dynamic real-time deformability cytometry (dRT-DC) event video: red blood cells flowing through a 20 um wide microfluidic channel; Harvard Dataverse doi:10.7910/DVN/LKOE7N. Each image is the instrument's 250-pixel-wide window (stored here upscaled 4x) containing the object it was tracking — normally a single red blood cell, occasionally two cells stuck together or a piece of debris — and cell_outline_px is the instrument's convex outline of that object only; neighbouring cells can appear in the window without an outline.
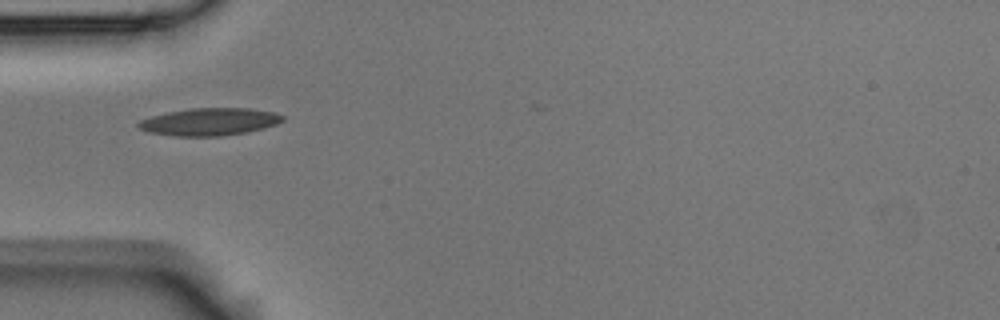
{"species": "Egyptian fruit bat (a non-hibernating species)", "species_latin": "Rousettus aegyptiacus", "temperature_condition": "room temperature", "stored_images_in_passage": 4, "camera_frame_rate_fps": 3000, "um_per_image_px": 0.085, "animal": {"sex": "male"}, "frame": {"image": 1, "passage_image": 1, "time_ms": 0.0, "image_size_px": [1000, 320], "cell_outline_px": [[284, 120], [276, 124], [264, 128], [248, 132], [220, 136], [176, 136], [148, 132], [140, 128], [136, 124], [140, 120], [152, 116], [168, 112], [192, 108], [248, 108], [272, 112], [284, 116]], "centroid_in_image_um": [17.81, 10.35], "position_along_channel_um": 67.2, "area_um2": 22.95}}
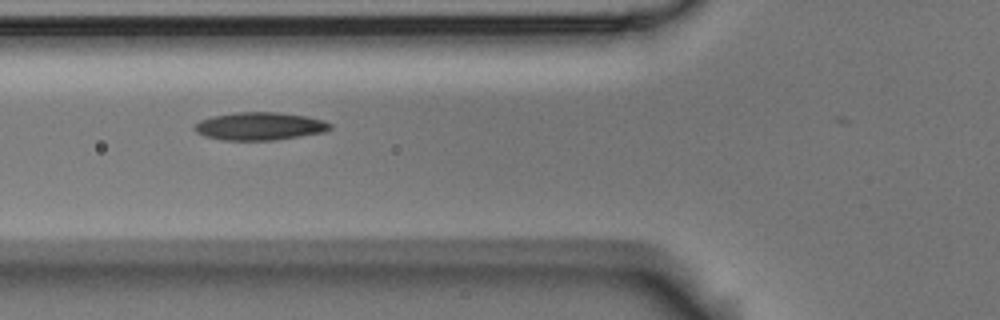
{"frame": {"image": 2, "passage_image": 2, "time_ms": 0.333, "image_size_px": [1000, 320], "cell_outline_px": [[332, 128], [324, 132], [276, 140], [224, 140], [204, 136], [196, 132], [192, 128], [200, 120], [212, 116], [236, 112], [276, 112], [308, 116], [324, 120], [332, 124]], "centroid_in_image_um": [22.08, 10.72], "position_along_channel_um": 103.7, "area_um2": 22.14}}
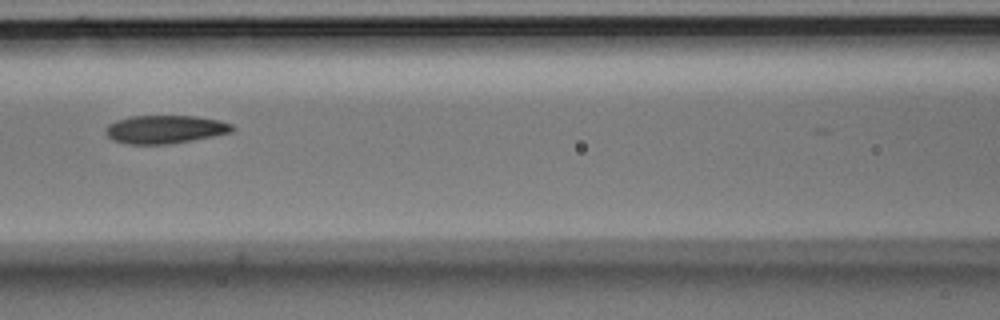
{"frame": {"image": 3, "passage_image": 3, "time_ms": 0.667, "image_size_px": [1000, 320], "cell_outline_px": [[236, 128], [232, 132], [192, 140], [168, 144], [128, 144], [112, 140], [104, 132], [104, 128], [108, 124], [116, 120], [132, 116], [196, 116], [220, 120], [232, 124]], "centroid_in_image_um": [14.02, 10.99], "position_along_channel_um": 152.6, "area_um2": 20.92}}